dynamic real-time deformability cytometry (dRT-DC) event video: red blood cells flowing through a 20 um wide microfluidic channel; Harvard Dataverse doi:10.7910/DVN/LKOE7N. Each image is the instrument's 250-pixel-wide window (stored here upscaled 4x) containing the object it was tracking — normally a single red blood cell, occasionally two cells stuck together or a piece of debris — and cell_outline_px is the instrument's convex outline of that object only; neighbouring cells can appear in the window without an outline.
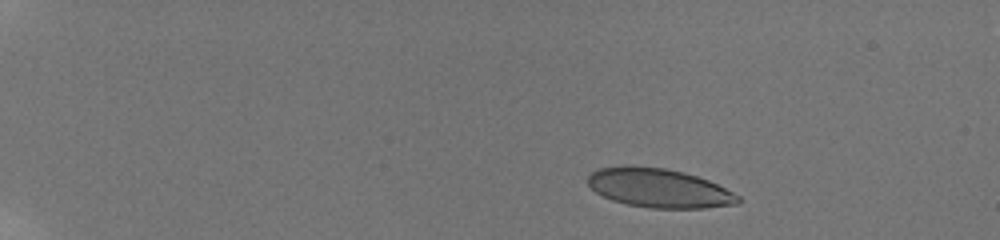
{"species": "human", "species_latin": "Homo sapiens", "temperature_condition": "room temperature", "stored_images_in_passage": 12, "camera_frame_rate_fps": 3000, "um_per_image_px": 0.085, "donor": {"sex": "male"}, "frame": {"image": 1, "passage_image": 3, "time_ms": 1.667, "image_size_px": [1000, 240], "cell_outline_px": [[740, 200], [736, 204], [704, 208], [648, 208], [628, 204], [612, 200], [596, 192], [588, 184], [588, 176], [592, 172], [600, 168], [628, 164], [664, 168], [684, 172], [708, 180], [740, 196]], "centroid_in_image_um": [55.99, 15.97], "position_along_channel_um": 29.0, "area_um2": 34.1}}